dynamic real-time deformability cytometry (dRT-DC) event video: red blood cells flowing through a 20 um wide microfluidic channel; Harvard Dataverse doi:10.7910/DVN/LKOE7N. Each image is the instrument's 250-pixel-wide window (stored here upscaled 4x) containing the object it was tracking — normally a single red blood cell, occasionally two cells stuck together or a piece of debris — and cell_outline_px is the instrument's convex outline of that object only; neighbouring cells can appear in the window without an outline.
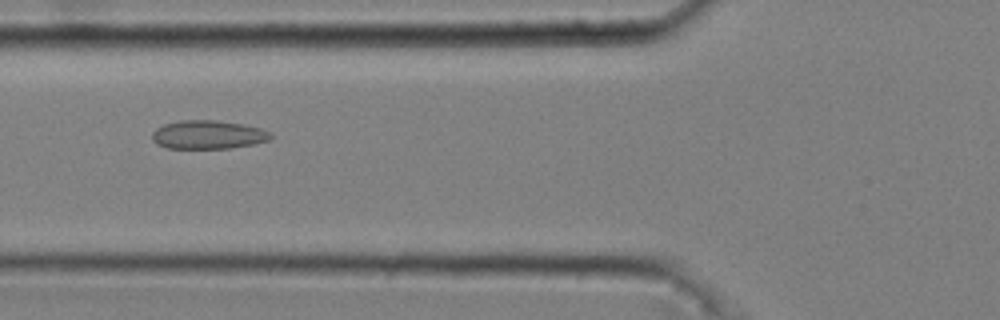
{"species": "common noctule bat (a hibernating species)", "species_latin": "Nyctalus noctula", "temperature_condition": "cold", "stored_images_in_passage": 47, "camera_frame_rate_fps": 3000, "um_per_image_px": 0.085, "animal": {"sex": "male", "body_mass_g": 20.4}, "frame": {"image": 1, "passage_image": 20, "time_ms": 6.333, "image_size_px": [1000, 320], "cell_outline_px": [[272, 136], [268, 140], [252, 144], [232, 148], [168, 148], [156, 144], [152, 140], [152, 132], [156, 128], [164, 124], [180, 120], [216, 120], [240, 124], [260, 128], [268, 132]], "centroid_in_image_um": [17.63, 11.45], "position_along_channel_um": 108.2, "area_um2": 19.59}}
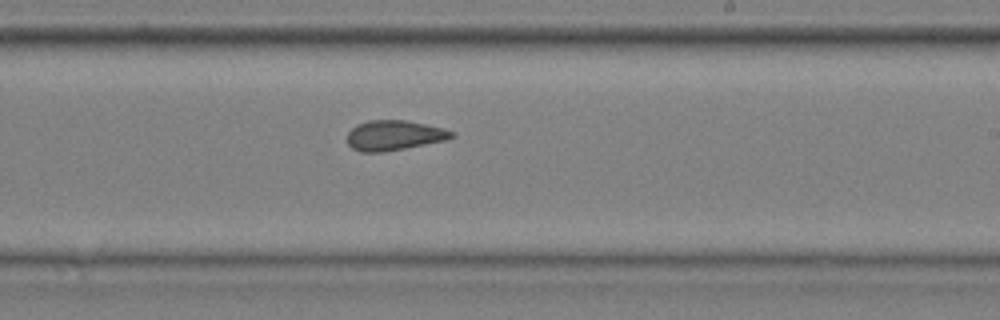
{"frame": {"image": 2, "passage_image": 32, "time_ms": 10.333, "image_size_px": [1000, 320], "cell_outline_px": [[456, 136], [448, 140], [384, 152], [360, 152], [352, 148], [348, 144], [348, 132], [356, 124], [368, 120], [408, 120], [444, 128], [456, 132]], "centroid_in_image_um": [33.54, 11.5], "position_along_channel_um": 255.5, "area_um2": 18.55}}
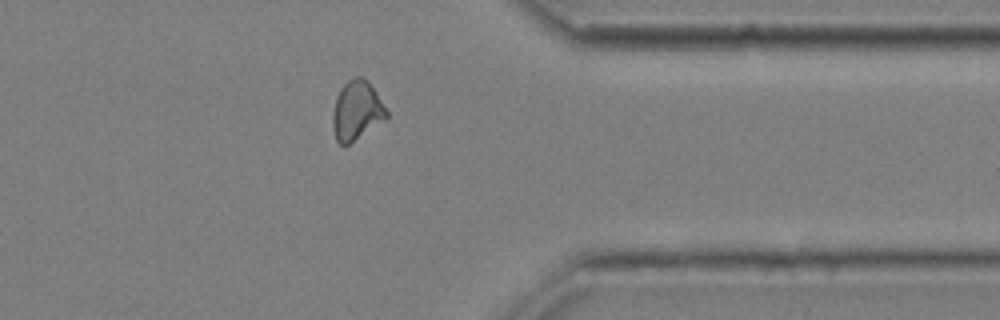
{"frame": {"image": 3, "passage_image": 43, "time_ms": 14.0, "image_size_px": [1000, 320], "cell_outline_px": [[388, 116], [384, 120], [348, 144], [340, 144], [336, 140], [332, 128], [332, 116], [336, 96], [340, 88], [348, 80], [356, 76], [364, 76], [368, 80], [376, 92], [388, 112]], "centroid_in_image_um": [30.3, 9.36], "position_along_channel_um": 381.1, "area_um2": 18.5}, "authors_computed_cell_mechanics": {"area_um2": 18.8428, "velocity_mm_per_s": 3.6878, "shape_relaxation_time_tau1_ms": null, "shape_relaxation_time_tau2_ms": 2.4138, "deformation_change_tau1": null, "deformation_change_tau2": 0.0939}}